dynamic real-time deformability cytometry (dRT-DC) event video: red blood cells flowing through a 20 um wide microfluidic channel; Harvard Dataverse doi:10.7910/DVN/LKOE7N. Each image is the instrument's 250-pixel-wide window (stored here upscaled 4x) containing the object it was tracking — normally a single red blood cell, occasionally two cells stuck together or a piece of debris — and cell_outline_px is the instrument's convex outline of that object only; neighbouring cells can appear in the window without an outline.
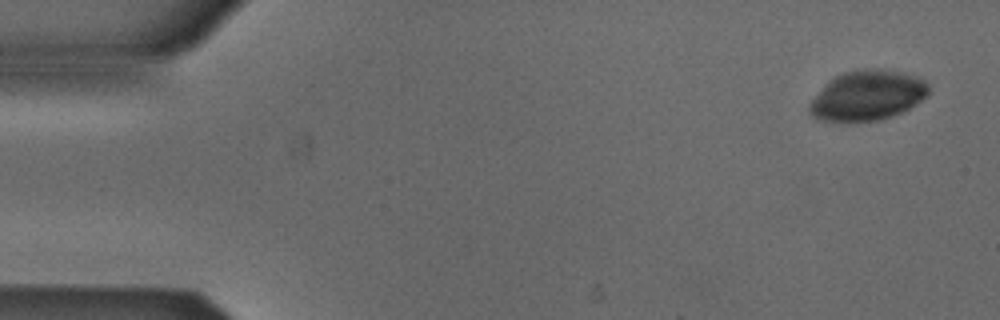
{"species": "Egyptian fruit bat (a non-hibernating species)", "species_latin": "Rousettus aegyptiacus", "temperature_condition": "cold", "stored_images_in_passage": 51, "camera_frame_rate_fps": 3000, "um_per_image_px": 0.085, "animal": {"sex": "male"}, "frame": {"image": 1, "passage_image": 1, "time_ms": 0.0, "image_size_px": [1000, 320], "cell_outline_px": [[928, 96], [908, 108], [892, 116], [876, 120], [820, 120], [812, 116], [808, 108], [808, 104], [836, 76], [844, 72], [864, 68], [876, 68], [900, 72], [924, 80], [928, 84]], "centroid_in_image_um": [73.75, 8.1], "position_along_channel_um": 11.2, "area_um2": 33.76}}
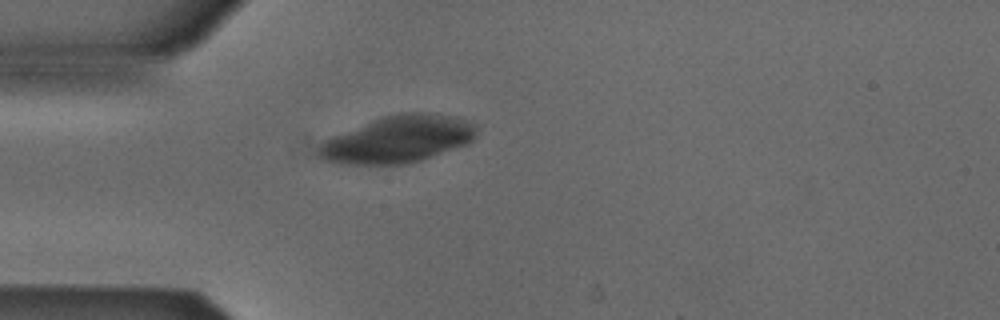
{"frame": {"image": 2, "passage_image": 13, "time_ms": 4.0, "image_size_px": [1000, 320], "cell_outline_px": [[476, 136], [468, 144], [420, 160], [404, 164], [340, 164], [324, 160], [316, 156], [316, 148], [320, 140], [380, 116], [404, 112], [436, 112], [456, 116], [472, 124], [476, 128]], "centroid_in_image_um": [33.75, 11.82], "position_along_channel_um": 51.3, "area_um2": 43.93}}
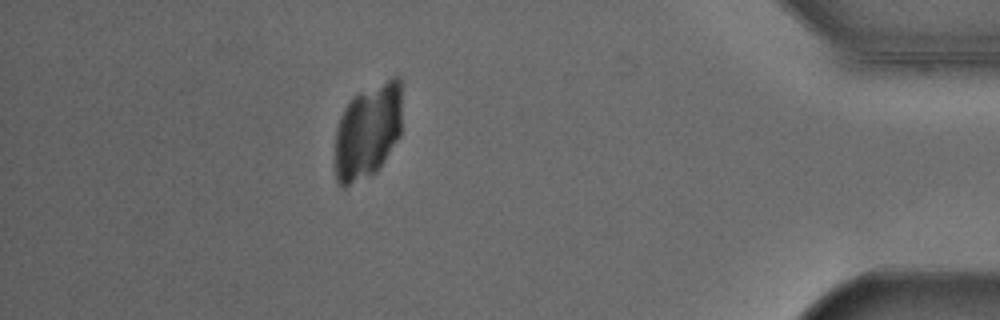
{"frame": {"image": 3, "passage_image": 45, "time_ms": 14.667, "image_size_px": [1000, 320], "cell_outline_px": [[400, 136], [376, 172], [344, 188], [340, 188], [336, 184], [336, 128], [340, 116], [344, 108], [352, 96], [392, 76], [400, 76]], "centroid_in_image_um": [31.24, 11.16], "position_along_channel_um": 404.0, "area_um2": 37.22}}